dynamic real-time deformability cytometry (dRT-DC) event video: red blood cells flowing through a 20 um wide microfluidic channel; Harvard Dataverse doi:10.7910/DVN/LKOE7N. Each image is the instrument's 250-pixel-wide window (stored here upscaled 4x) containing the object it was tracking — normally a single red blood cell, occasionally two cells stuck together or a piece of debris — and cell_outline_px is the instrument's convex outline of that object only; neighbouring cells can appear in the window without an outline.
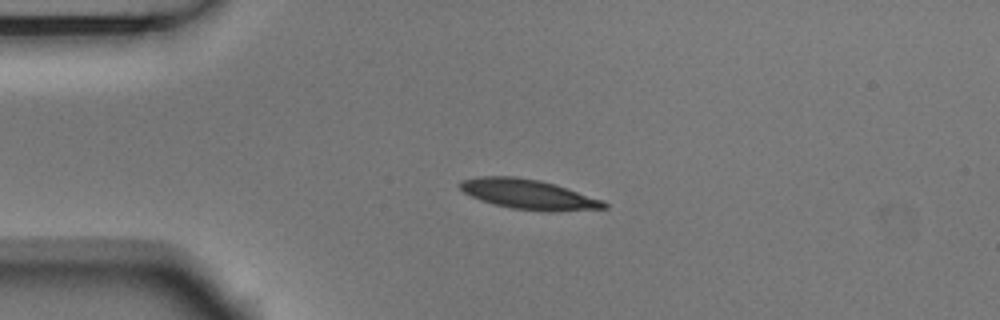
{"species": "Egyptian fruit bat (a non-hibernating species)", "species_latin": "Rousettus aegyptiacus", "temperature_condition": "room temperature", "stored_images_in_passage": 43, "camera_frame_rate_fps": 3000, "um_per_image_px": 0.085, "animal": {"sex": "male"}, "frame": {"image": 1, "passage_image": 1, "time_ms": 0.0, "image_size_px": [1000, 320], "cell_outline_px": [[608, 208], [548, 212], [512, 208], [492, 204], [480, 200], [464, 192], [460, 188], [460, 180], [480, 176], [512, 176], [540, 180], [556, 184], [604, 200], [608, 204]], "centroid_in_image_um": [44.95, 16.52], "position_along_channel_um": 40.0, "area_um2": 25.2}}
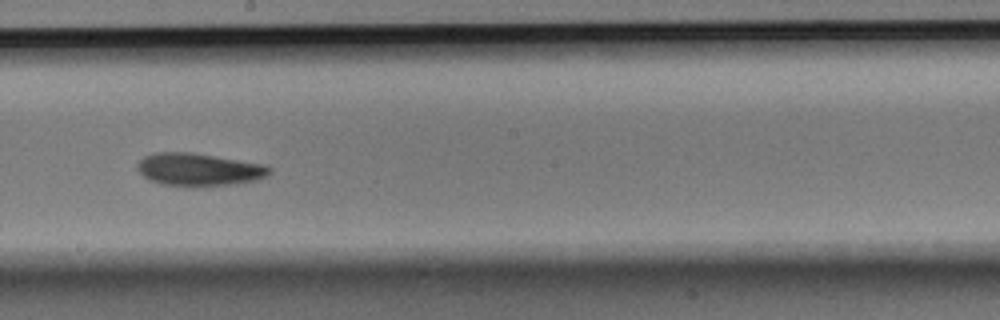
{"frame": {"image": 2, "passage_image": 19, "time_ms": 6.0, "image_size_px": [1000, 320], "cell_outline_px": [[272, 172], [260, 180], [236, 184], [192, 188], [164, 184], [148, 180], [136, 168], [136, 164], [144, 156], [156, 152], [192, 152], [268, 164], [272, 168]], "centroid_in_image_um": [16.96, 14.42], "position_along_channel_um": 231.2, "area_um2": 26.01}}
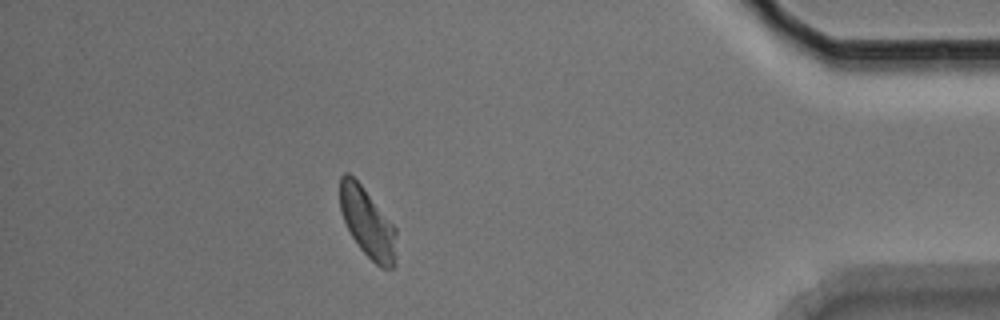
{"frame": {"image": 3, "passage_image": 37, "time_ms": 12.0, "image_size_px": [1000, 320], "cell_outline_px": [[396, 264], [392, 268], [380, 268], [360, 248], [352, 236], [344, 220], [340, 208], [340, 176], [344, 172], [348, 172], [360, 184], [396, 228]], "centroid_in_image_um": [31.25, 18.95], "position_along_channel_um": 404.0, "area_um2": 22.54}, "authors_computed_cell_mechanics": {"area_um2": 24.1026, "velocity_mm_per_s": 3.6254, "shape_relaxation_time_tau1_ms": 3.7869, "shape_relaxation_time_tau2_ms": 7.9372, "deformation_change_tau1": 0.116, "deformation_change_tau2": 0.1301}}